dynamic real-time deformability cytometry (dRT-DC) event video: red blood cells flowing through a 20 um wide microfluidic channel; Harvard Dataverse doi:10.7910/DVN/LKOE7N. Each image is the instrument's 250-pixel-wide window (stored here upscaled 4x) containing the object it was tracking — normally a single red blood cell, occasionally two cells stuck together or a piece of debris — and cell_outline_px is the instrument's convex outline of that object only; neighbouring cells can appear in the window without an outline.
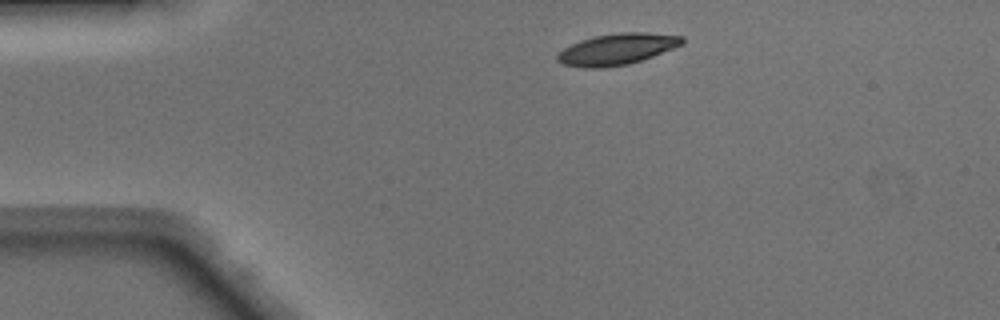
{"species": "Egyptian fruit bat (a non-hibernating species)", "species_latin": "Rousettus aegyptiacus", "temperature_condition": "warm", "stored_images_in_passage": 40, "camera_frame_rate_fps": 3000, "um_per_image_px": 0.085, "animal": {"sex": "male"}, "frame": {"image": 1, "passage_image": 1, "time_ms": 0.0, "image_size_px": [1000, 320], "cell_outline_px": [[684, 44], [652, 56], [628, 64], [600, 68], [584, 68], [564, 64], [556, 60], [556, 56], [564, 48], [580, 40], [596, 36], [620, 32], [644, 32], [684, 36]], "centroid_in_image_um": [52.45, 4.17], "position_along_channel_um": 32.5, "area_um2": 22.54}}
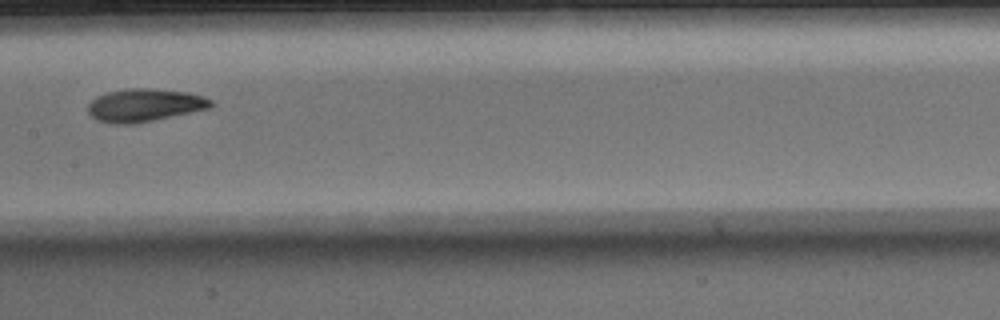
{"frame": {"image": 2, "passage_image": 16, "time_ms": 5.0, "image_size_px": [1000, 320], "cell_outline_px": [[216, 104], [208, 108], [136, 124], [108, 124], [96, 120], [88, 112], [88, 104], [96, 96], [108, 92], [124, 88], [156, 88], [188, 92], [204, 96], [212, 100]], "centroid_in_image_um": [12.27, 8.93], "position_along_channel_um": 195.1, "area_um2": 23.87}}
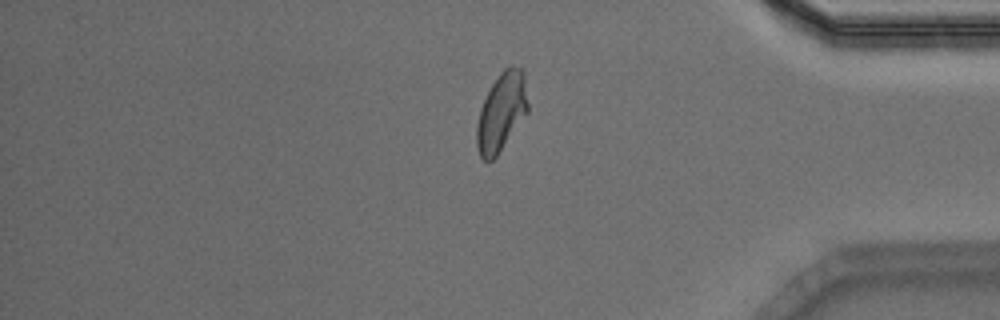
{"frame": {"image": 3, "passage_image": 32, "time_ms": 10.333, "image_size_px": [1000, 320], "cell_outline_px": [[528, 112], [496, 156], [492, 160], [484, 160], [480, 156], [476, 144], [476, 124], [480, 108], [492, 84], [500, 72], [504, 68], [512, 64], [520, 68], [524, 72], [528, 104]], "centroid_in_image_um": [42.62, 9.49], "position_along_channel_um": 392.6, "area_um2": 23.29}, "authors_computed_cell_mechanics": {"area_um2": 23.0911, "velocity_mm_per_s": 4.1483, "shape_relaxation_time_tau1_ms": 4.4335, "shape_relaxation_time_tau2_ms": 1.987, "deformation_change_tau1": 0.1605, "deformation_change_tau2": 0.0764}}